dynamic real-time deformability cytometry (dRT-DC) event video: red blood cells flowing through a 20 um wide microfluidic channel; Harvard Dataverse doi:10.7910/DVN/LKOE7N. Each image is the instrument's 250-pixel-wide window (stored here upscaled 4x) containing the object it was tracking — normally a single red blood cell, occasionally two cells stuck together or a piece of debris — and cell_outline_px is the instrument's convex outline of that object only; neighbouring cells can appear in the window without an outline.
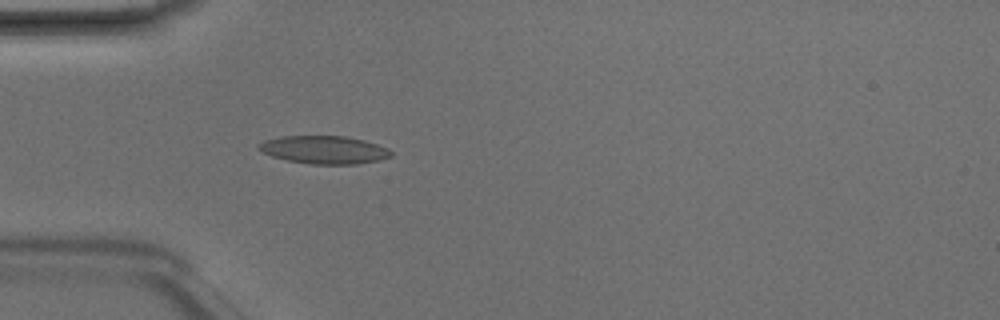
{"species": "Egyptian fruit bat (a non-hibernating species)", "species_latin": "Rousettus aegyptiacus", "temperature_condition": "room temperature", "stored_images_in_passage": 3, "camera_frame_rate_fps": 3000, "um_per_image_px": 0.085, "animal": {"sex": "male"}, "frame": {"image": 1, "passage_image": 3, "time_ms": 0.667, "image_size_px": [1000, 320], "cell_outline_px": [[392, 156], [376, 160], [356, 164], [312, 164], [288, 160], [272, 156], [264, 152], [260, 148], [260, 144], [264, 140], [280, 136], [344, 136], [364, 140], [388, 148], [392, 152]], "centroid_in_image_um": [27.57, 12.72], "position_along_channel_um": 57.4, "area_um2": 21.21}}